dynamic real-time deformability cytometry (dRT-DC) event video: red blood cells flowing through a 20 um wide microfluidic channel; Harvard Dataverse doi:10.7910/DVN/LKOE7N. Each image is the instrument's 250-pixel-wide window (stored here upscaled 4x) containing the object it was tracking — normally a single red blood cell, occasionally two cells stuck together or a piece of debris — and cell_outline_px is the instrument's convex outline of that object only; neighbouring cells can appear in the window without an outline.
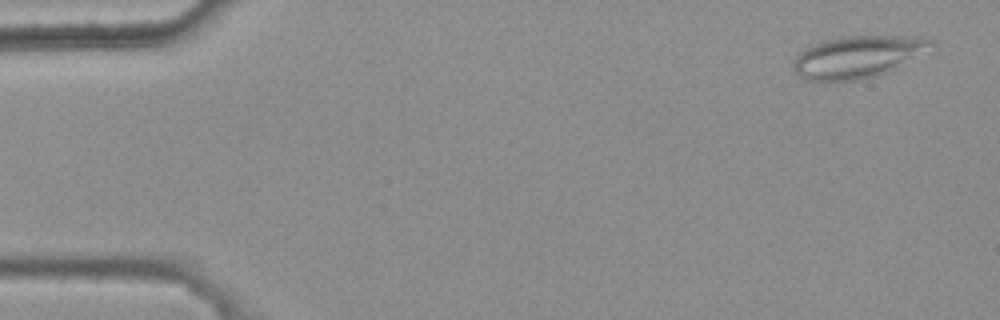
{"species": "common noctule bat (a hibernating species)", "species_latin": "Nyctalus noctula", "temperature_condition": "warm", "stored_images_in_passage": 8, "camera_frame_rate_fps": 3000, "um_per_image_px": 0.085, "animal": {"sex": "female", "body_mass_g": 25.1}, "frame": {"image": 1, "passage_image": 1, "time_ms": 0.0, "image_size_px": [1000, 320], "cell_outline_px": [[936, 44], [888, 72], [864, 80], [824, 84], [804, 80], [792, 68], [792, 60], [804, 48], [812, 44], [840, 36], [912, 36], [936, 40]], "centroid_in_image_um": [72.8, 4.87], "position_along_channel_um": 12.2, "area_um2": 34.51}}
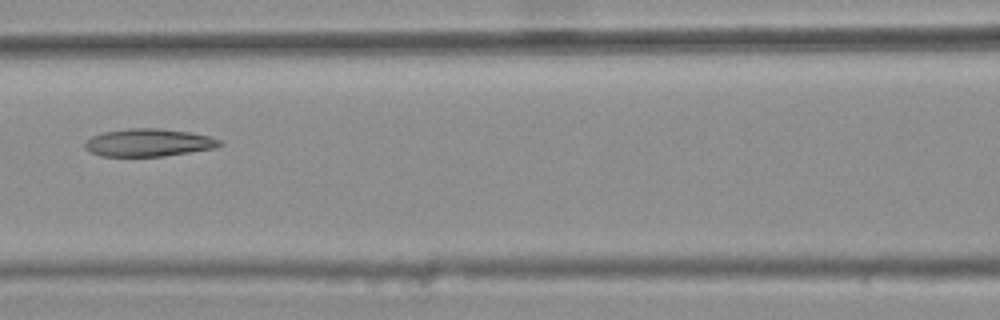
{"frame": {"image": 2, "passage_image": 7, "time_ms": 2.0, "image_size_px": [1000, 320], "cell_outline_px": [[224, 144], [212, 148], [164, 156], [100, 156], [84, 148], [84, 144], [92, 136], [104, 132], [128, 128], [160, 128], [192, 132], [208, 136], [220, 140]], "centroid_in_image_um": [12.62, 12.11], "position_along_channel_um": 154.0, "area_um2": 21.62}}
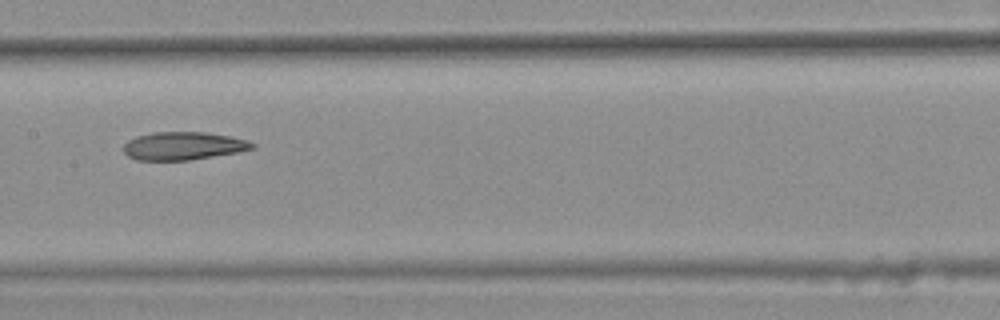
{"frame": {"image": 3, "passage_image": 8, "time_ms": 2.333, "image_size_px": [1000, 320], "cell_outline_px": [[256, 148], [240, 152], [192, 160], [136, 160], [128, 156], [124, 152], [124, 144], [128, 140], [136, 136], [152, 132], [204, 132], [232, 136], [248, 140], [256, 144]], "centroid_in_image_um": [15.63, 12.4], "position_along_channel_um": 191.8, "area_um2": 21.33}}